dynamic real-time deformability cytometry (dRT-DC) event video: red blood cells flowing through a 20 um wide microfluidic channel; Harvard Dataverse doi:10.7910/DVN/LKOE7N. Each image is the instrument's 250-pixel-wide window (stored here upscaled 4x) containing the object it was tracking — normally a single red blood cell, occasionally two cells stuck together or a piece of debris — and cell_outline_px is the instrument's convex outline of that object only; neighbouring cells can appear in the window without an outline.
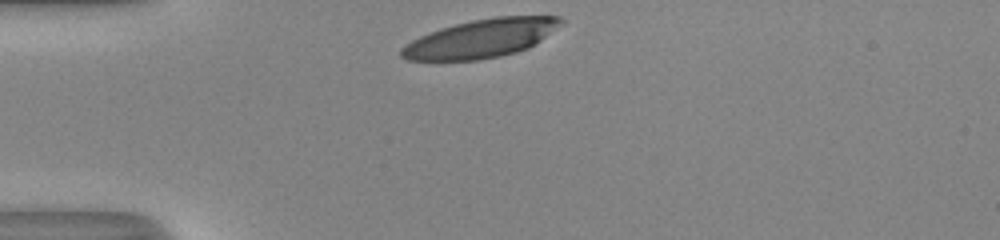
{"species": "human", "species_latin": "Homo sapiens", "temperature_condition": "room temperature", "stored_images_in_passage": 29, "camera_frame_rate_fps": 3000, "um_per_image_px": 0.085, "donor": {"sex": "male"}, "frame": {"image": 1, "passage_image": 1, "time_ms": 0.0, "image_size_px": [1000, 240], "cell_outline_px": [[564, 24], [528, 48], [516, 52], [500, 56], [476, 60], [404, 60], [400, 56], [400, 48], [412, 40], [420, 36], [440, 28], [472, 20], [496, 16], [560, 16], [564, 20]], "centroid_in_image_um": [40.9, 3.26], "position_along_channel_um": 44.1, "area_um2": 35.66}}
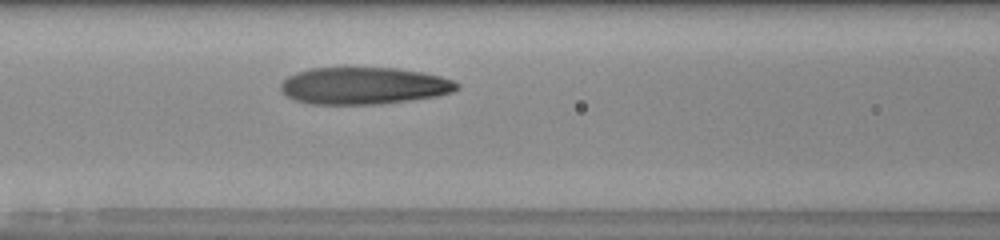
{"frame": {"image": 2, "passage_image": 10, "time_ms": 3.0, "image_size_px": [1000, 240], "cell_outline_px": [[460, 88], [452, 92], [436, 96], [412, 100], [380, 104], [308, 104], [296, 100], [288, 96], [280, 88], [280, 84], [288, 76], [296, 72], [312, 68], [396, 68], [420, 72], [440, 76], [452, 80], [460, 84]], "centroid_in_image_um": [30.94, 7.29], "position_along_channel_um": 135.7, "area_um2": 37.97}}
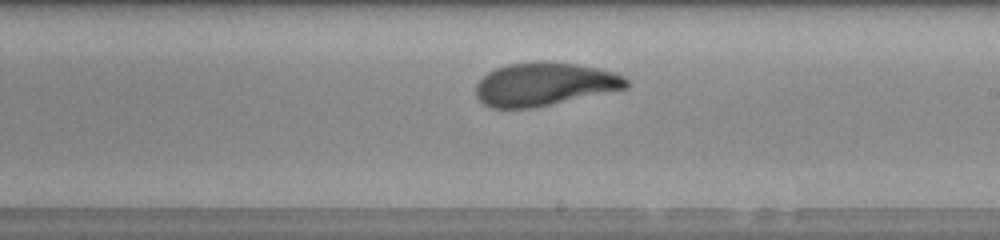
{"frame": {"image": 3, "passage_image": 18, "time_ms": 5.667, "image_size_px": [1000, 240], "cell_outline_px": [[632, 84], [628, 88], [552, 104], [532, 108], [492, 108], [484, 104], [476, 96], [476, 84], [488, 72], [496, 68], [508, 64], [540, 60], [544, 60], [576, 64], [596, 68], [612, 72], [624, 76]], "centroid_in_image_um": [46.29, 7.15], "position_along_channel_um": 242.7, "area_um2": 38.03}, "authors_computed_cell_mechanics": {"area_um2": 38.0324, "velocity_mm_per_s": 4.0356, "shape_relaxation_time_tau1_ms": 5.1794, "shape_relaxation_time_tau2_ms": 1.1822, "deformation_change_tau1": 0.2277, "deformation_change_tau2": 0.0811}}